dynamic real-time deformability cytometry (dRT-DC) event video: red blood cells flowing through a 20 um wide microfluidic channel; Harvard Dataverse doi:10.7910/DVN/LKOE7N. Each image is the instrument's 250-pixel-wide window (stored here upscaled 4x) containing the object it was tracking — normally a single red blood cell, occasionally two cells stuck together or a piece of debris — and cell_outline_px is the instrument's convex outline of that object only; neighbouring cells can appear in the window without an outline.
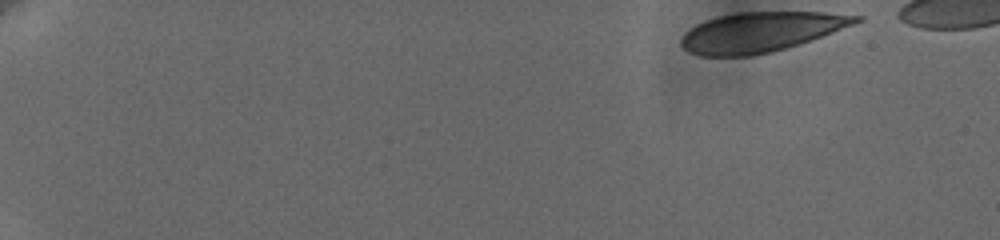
{"species": "human", "species_latin": "Homo sapiens", "temperature_condition": "cold", "stored_images_in_passage": 48, "camera_frame_rate_fps": 3000, "um_per_image_px": 0.085, "donor": {"sex": "female"}, "frame": {"image": 1, "passage_image": 1, "time_ms": 0.0, "image_size_px": [1000, 240], "cell_outline_px": [[864, 20], [832, 32], [772, 52], [748, 56], [700, 56], [688, 52], [680, 44], [680, 40], [684, 32], [696, 24], [704, 20], [720, 16], [740, 12], [824, 12], [864, 16]], "centroid_in_image_um": [64.62, 2.71], "position_along_channel_um": 20.4, "area_um2": 40.29}}
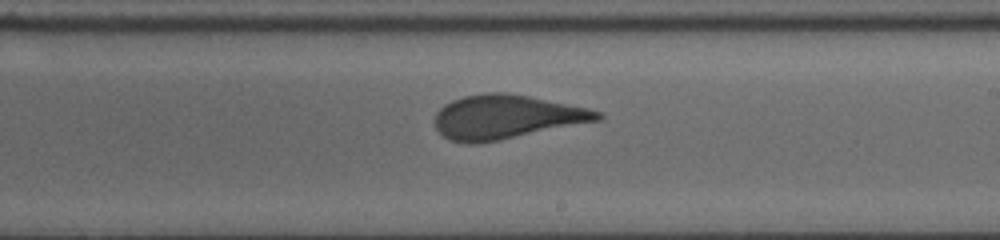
{"frame": {"image": 2, "passage_image": 28, "time_ms": 10.667, "image_size_px": [1000, 240], "cell_outline_px": [[604, 116], [600, 120], [500, 140], [472, 144], [464, 144], [452, 140], [444, 136], [436, 128], [436, 112], [444, 104], [452, 100], [464, 96], [484, 92], [504, 92], [528, 96], [588, 108], [600, 112]], "centroid_in_image_um": [43.02, 9.94], "position_along_channel_um": 246.0, "area_um2": 41.44}}
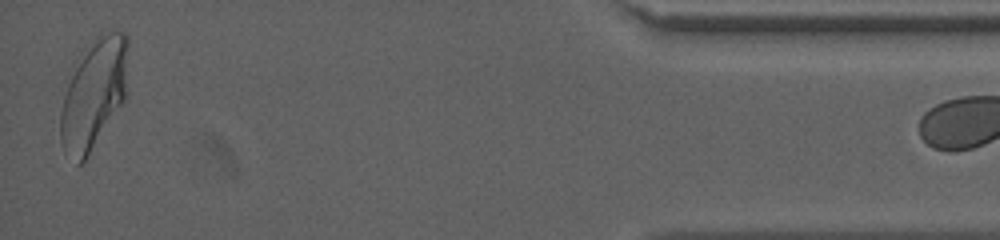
{"frame": {"image": 3, "passage_image": 47, "time_ms": 17.333, "image_size_px": [1000, 240], "cell_outline_px": [[128, 96], [84, 160], [80, 164], [76, 164], [64, 152], [60, 140], [60, 112], [64, 96], [68, 84], [76, 68], [96, 36], [108, 32], [124, 32], [128, 36]], "centroid_in_image_um": [8.02, 8.02], "position_along_channel_um": 427.2, "area_um2": 42.89}}